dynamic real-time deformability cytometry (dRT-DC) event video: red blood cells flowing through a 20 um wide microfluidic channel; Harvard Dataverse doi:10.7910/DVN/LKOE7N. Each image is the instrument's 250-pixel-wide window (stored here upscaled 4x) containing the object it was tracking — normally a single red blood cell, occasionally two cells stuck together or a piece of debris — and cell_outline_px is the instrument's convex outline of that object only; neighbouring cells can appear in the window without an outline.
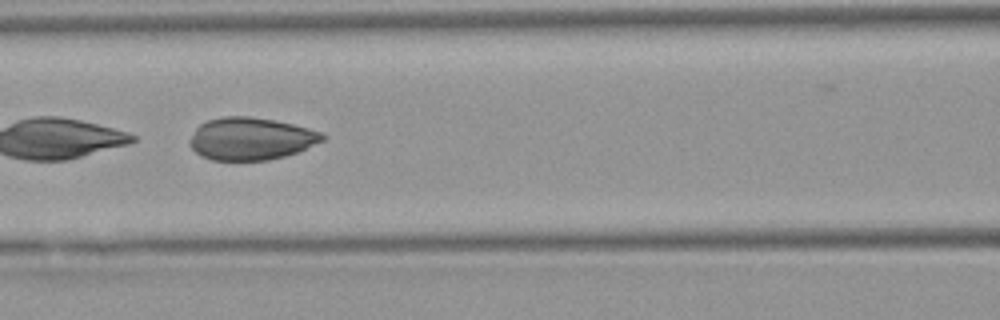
{"species": "Egyptian fruit bat (a non-hibernating species)", "species_latin": "Rousettus aegyptiacus", "temperature_condition": "warm", "stored_images_in_passage": 30, "camera_frame_rate_fps": 3000, "um_per_image_px": 0.085, "animal": {"sex": "female"}, "frame": {"image": 1, "passage_image": 21, "time_ms": 6.667, "image_size_px": [1000, 320], "cell_outline_px": [[328, 136], [324, 140], [296, 152], [284, 156], [268, 160], [212, 160], [200, 156], [188, 144], [188, 140], [196, 128], [200, 124], [208, 120], [224, 116], [248, 116], [272, 120], [292, 124], [308, 128], [320, 132]], "centroid_in_image_um": [21.29, 11.79], "position_along_channel_um": 145.3, "area_um2": 32.71}}